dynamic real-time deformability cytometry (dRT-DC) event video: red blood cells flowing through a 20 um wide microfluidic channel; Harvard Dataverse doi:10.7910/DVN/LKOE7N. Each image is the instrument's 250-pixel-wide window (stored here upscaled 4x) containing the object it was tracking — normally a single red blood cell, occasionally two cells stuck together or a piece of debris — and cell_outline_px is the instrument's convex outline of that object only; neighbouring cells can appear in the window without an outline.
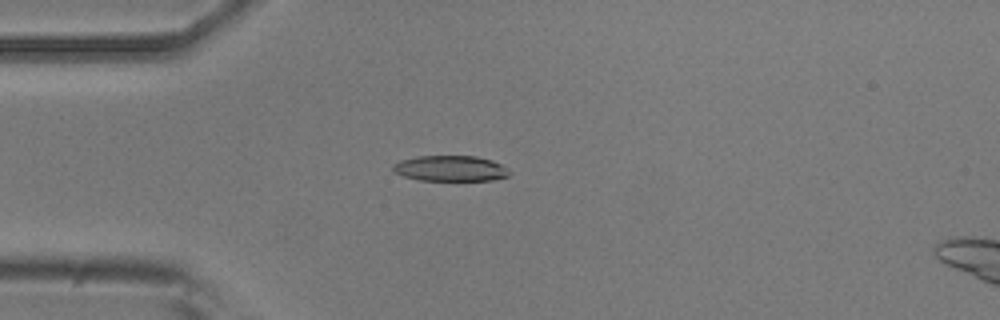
{"species": "common noctule bat (a hibernating species)", "species_latin": "Nyctalus noctula", "temperature_condition": "room temperature", "stored_images_in_passage": 23, "camera_frame_rate_fps": 3000, "um_per_image_px": 0.085, "animal": {"sex": "male", "body_mass_g": 20.5, "forearm_length_mm": 52.5}, "frame": {"image": 1, "passage_image": 8, "time_ms": 2.333, "image_size_px": [1000, 320], "cell_outline_px": [[512, 172], [508, 176], [492, 180], [420, 180], [404, 176], [396, 172], [392, 168], [392, 164], [400, 160], [416, 156], [476, 156], [492, 160], [500, 164]], "centroid_in_image_um": [38.29, 14.31], "position_along_channel_um": 46.7, "area_um2": 17.34}}
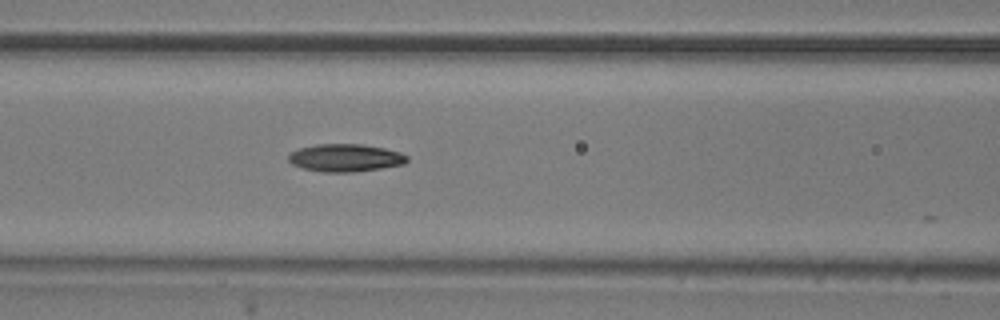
{"frame": {"image": 2, "passage_image": 16, "time_ms": 5.0, "image_size_px": [1000, 320], "cell_outline_px": [[408, 160], [404, 164], [380, 168], [352, 172], [320, 172], [304, 168], [292, 164], [288, 160], [288, 152], [300, 148], [316, 144], [360, 144], [384, 148], [400, 152], [408, 156]], "centroid_in_image_um": [29.33, 13.41], "position_along_channel_um": 137.3, "area_um2": 19.13}}
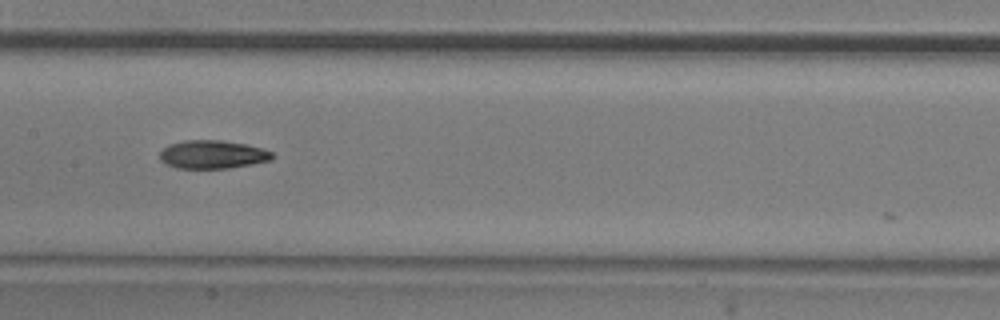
{"frame": {"image": 3, "passage_image": 20, "time_ms": 6.333, "image_size_px": [1000, 320], "cell_outline_px": [[272, 160], [252, 164], [228, 168], [176, 168], [160, 160], [160, 152], [168, 144], [184, 140], [220, 140], [248, 144], [272, 152]], "centroid_in_image_um": [18.06, 13.12], "position_along_channel_um": 189.3, "area_um2": 18.5}}